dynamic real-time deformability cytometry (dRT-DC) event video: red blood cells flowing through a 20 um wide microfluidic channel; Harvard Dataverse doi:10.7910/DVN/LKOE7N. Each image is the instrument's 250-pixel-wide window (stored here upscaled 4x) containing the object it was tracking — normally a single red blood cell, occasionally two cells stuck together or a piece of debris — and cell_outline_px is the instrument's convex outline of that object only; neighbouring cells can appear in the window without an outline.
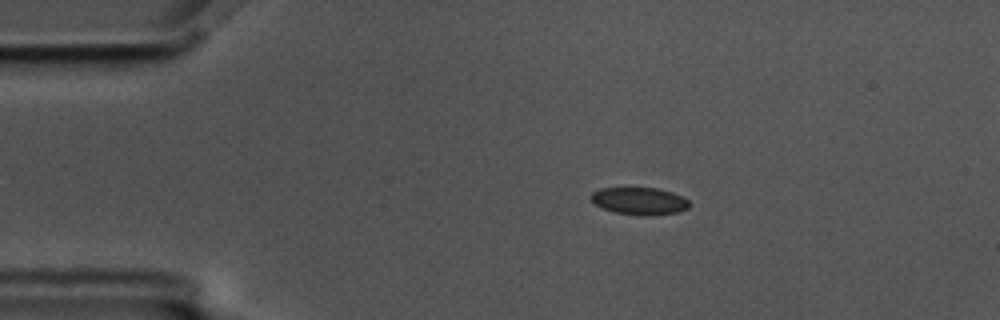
{"species": "common noctule bat (a hibernating species)", "species_latin": "Nyctalus noctula", "temperature_condition": "cold", "stored_images_in_passage": 48, "camera_frame_rate_fps": 3000, "um_per_image_px": 0.085, "animal": {"sex": "male", "body_mass_g": 17.5, "forearm_length_mm": 52.3}, "frame": {"image": 1, "passage_image": 1, "time_ms": 0.0, "image_size_px": [1000, 320], "cell_outline_px": [[688, 208], [676, 212], [648, 216], [640, 216], [616, 212], [604, 208], [596, 204], [588, 196], [592, 192], [600, 188], [656, 188], [672, 192], [688, 200]], "centroid_in_image_um": [54.32, 17.08], "position_along_channel_um": 30.7, "area_um2": 15.49}}
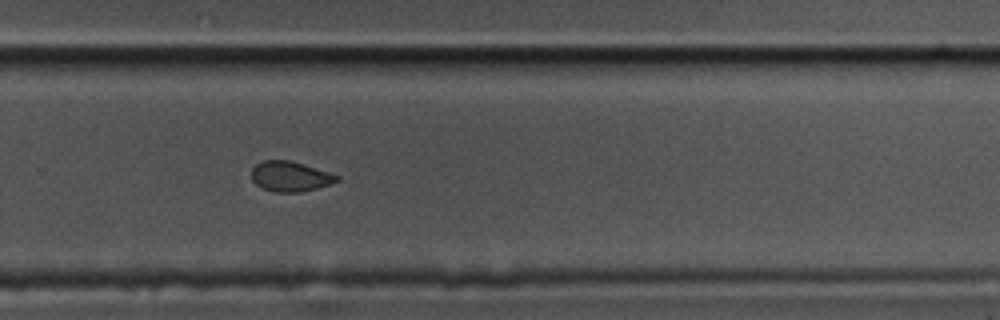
{"frame": {"image": 2, "passage_image": 29, "time_ms": 9.333, "image_size_px": [1000, 320], "cell_outline_px": [[340, 180], [316, 188], [300, 192], [276, 192], [260, 188], [252, 180], [252, 168], [256, 164], [264, 160], [288, 160], [340, 176]], "centroid_in_image_um": [24.62, 15.0], "position_along_channel_um": 305.2, "area_um2": 14.74}}
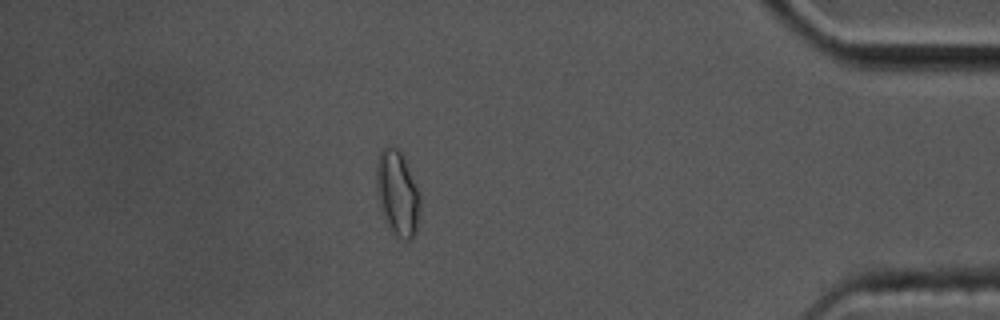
{"frame": {"image": 3, "passage_image": 41, "time_ms": 13.333, "image_size_px": [1000, 320], "cell_outline_px": [[420, 204], [416, 232], [412, 240], [404, 240], [396, 236], [388, 228], [384, 220], [380, 208], [376, 192], [376, 160], [380, 152], [384, 148], [392, 144], [400, 148], [404, 156], [420, 192]], "centroid_in_image_um": [33.77, 16.4], "position_along_channel_um": 401.4, "area_um2": 22.37}, "authors_computed_cell_mechanics": {"area_um2": 15.895, "velocity_mm_per_s": 3.45, "shape_relaxation_time_tau1_ms": 2.2837, "shape_relaxation_time_tau2_ms": 1.871, "deformation_change_tau1": 0.0849, "deformation_change_tau2": 0.0545}}